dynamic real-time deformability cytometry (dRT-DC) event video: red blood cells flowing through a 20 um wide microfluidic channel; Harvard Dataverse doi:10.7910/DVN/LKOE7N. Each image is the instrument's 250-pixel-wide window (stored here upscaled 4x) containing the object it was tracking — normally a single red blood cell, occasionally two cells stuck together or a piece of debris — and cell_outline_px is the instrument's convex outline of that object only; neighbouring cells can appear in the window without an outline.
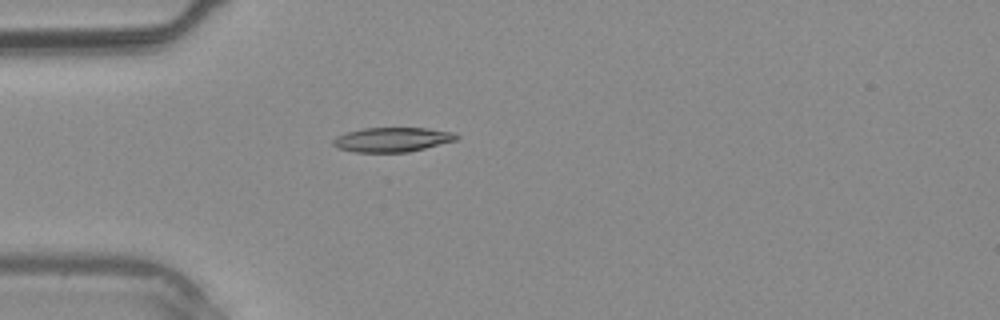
{"species": "common noctule bat (a hibernating species)", "species_latin": "Nyctalus noctula", "temperature_condition": "warm", "stored_images_in_passage": 3, "camera_frame_rate_fps": 3000, "um_per_image_px": 0.085, "animal": {"sex": "male", "body_mass_g": 20.4}, "frame": {"image": 1, "passage_image": 3, "time_ms": 2.667, "image_size_px": [1000, 320], "cell_outline_px": [[460, 136], [456, 140], [408, 152], [356, 152], [336, 148], [332, 144], [332, 140], [336, 136], [348, 132], [364, 128], [428, 128], [452, 132]], "centroid_in_image_um": [33.31, 11.86], "position_along_channel_um": 51.7, "area_um2": 17.51}}